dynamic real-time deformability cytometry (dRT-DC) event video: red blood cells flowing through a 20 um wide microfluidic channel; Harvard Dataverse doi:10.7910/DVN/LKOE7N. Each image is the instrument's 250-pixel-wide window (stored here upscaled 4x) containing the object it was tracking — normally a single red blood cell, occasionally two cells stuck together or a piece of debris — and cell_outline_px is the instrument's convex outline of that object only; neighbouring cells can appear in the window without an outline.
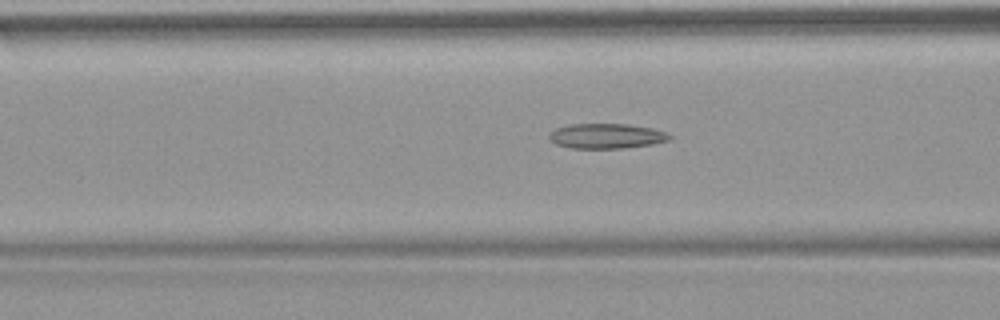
{"species": "common noctule bat (a hibernating species)", "species_latin": "Nyctalus noctula", "temperature_condition": "warm", "stored_images_in_passage": 53, "camera_frame_rate_fps": 3000, "um_per_image_px": 0.085, "animal": {"sex": "female", "body_mass_g": 18.4}, "frame": {"image": 1, "passage_image": 21, "time_ms": 6.667, "image_size_px": [1000, 320], "cell_outline_px": [[672, 136], [668, 140], [652, 144], [624, 148], [572, 148], [556, 144], [548, 140], [548, 132], [556, 128], [568, 124], [628, 124], [652, 128], [668, 132]], "centroid_in_image_um": [51.51, 11.55], "position_along_channel_um": 115.1, "area_um2": 17.69}}
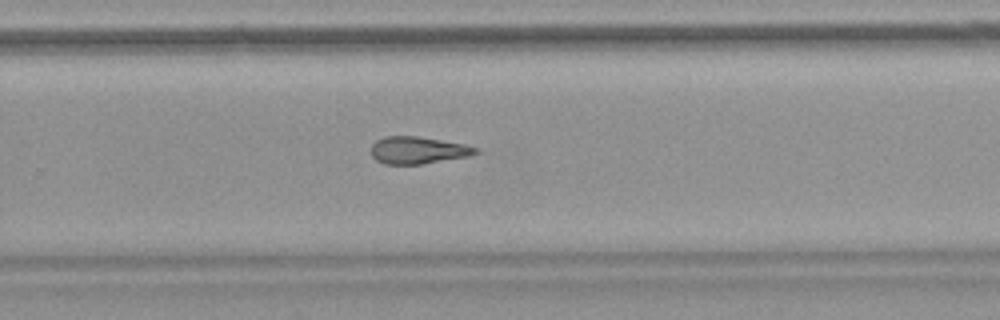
{"frame": {"image": 2, "passage_image": 35, "time_ms": 11.333, "image_size_px": [1000, 320], "cell_outline_px": [[480, 152], [468, 156], [420, 164], [384, 164], [376, 160], [372, 156], [372, 144], [376, 140], [384, 136], [416, 136], [464, 144], [480, 148]], "centroid_in_image_um": [35.52, 12.76], "position_along_channel_um": 294.3, "area_um2": 16.47}}
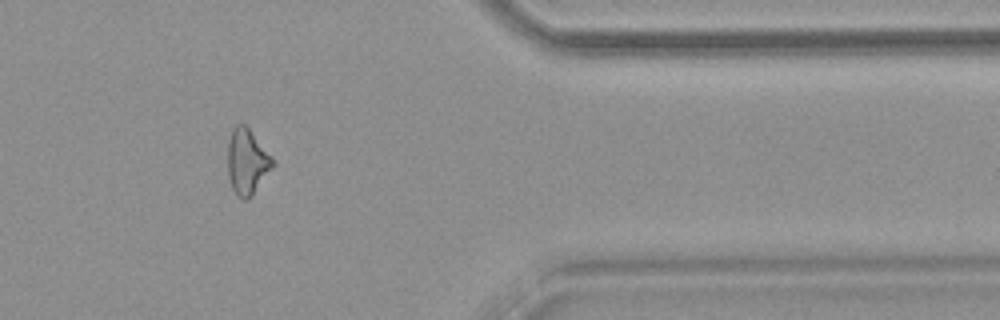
{"frame": {"image": 3, "passage_image": 44, "time_ms": 14.333, "image_size_px": [1000, 320], "cell_outline_px": [[276, 164], [252, 196], [248, 200], [244, 200], [236, 196], [232, 188], [228, 176], [228, 140], [232, 128], [236, 124], [244, 124], [248, 128], [272, 156]], "centroid_in_image_um": [21.0, 13.77], "position_along_channel_um": 390.4, "area_um2": 17.4}, "authors_computed_cell_mechanics": {"area_um2": 17.918, "velocity_mm_per_s": 3.859, "shape_relaxation_time_tau1_ms": null, "shape_relaxation_time_tau2_ms": 6.91, "deformation_change_tau1": null, "deformation_change_tau2": 0.1899}}